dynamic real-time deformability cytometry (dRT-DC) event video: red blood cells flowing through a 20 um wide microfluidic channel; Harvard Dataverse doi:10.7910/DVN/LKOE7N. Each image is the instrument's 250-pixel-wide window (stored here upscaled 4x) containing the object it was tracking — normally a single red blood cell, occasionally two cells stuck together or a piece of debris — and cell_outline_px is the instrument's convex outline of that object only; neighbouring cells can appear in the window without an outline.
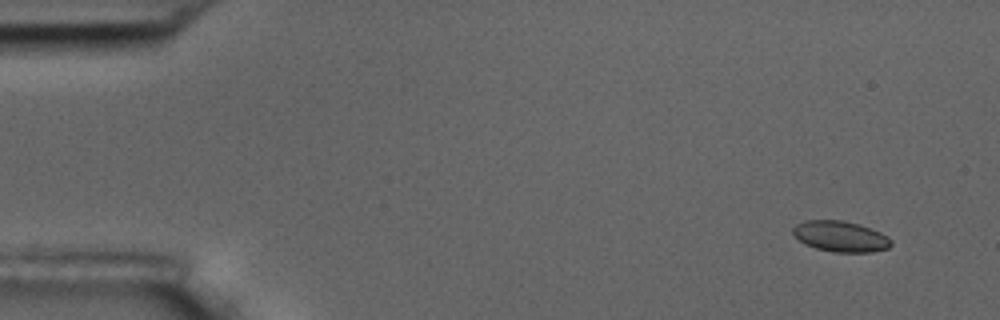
{"species": "common noctule bat (a hibernating species)", "species_latin": "Nyctalus noctula", "temperature_condition": "room temperature", "stored_images_in_passage": 10, "camera_frame_rate_fps": 3000, "um_per_image_px": 0.085, "animal": {"sex": "male", "body_mass_g": 17.5, "forearm_length_mm": 52.3}, "frame": {"image": 1, "passage_image": 1, "time_ms": 0.0, "image_size_px": [1000, 320], "cell_outline_px": [[892, 244], [888, 248], [872, 252], [832, 252], [816, 248], [804, 244], [792, 232], [792, 228], [796, 224], [804, 220], [844, 220], [860, 224], [880, 232], [888, 236], [892, 240]], "centroid_in_image_um": [71.45, 20.09], "position_along_channel_um": 13.5, "area_um2": 17.74}}
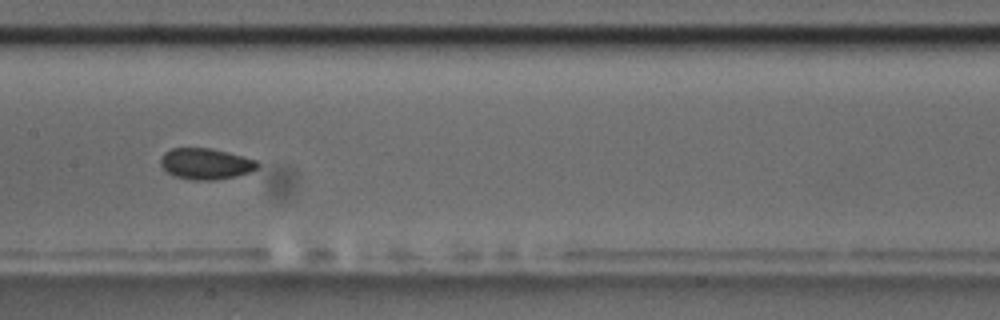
{"frame": {"image": 2, "passage_image": 8, "time_ms": 8.333, "image_size_px": [1000, 320], "cell_outline_px": [[260, 164], [256, 168], [248, 172], [236, 176], [212, 180], [192, 180], [172, 176], [160, 164], [160, 156], [164, 152], [172, 148], [212, 148], [244, 156], [256, 160]], "centroid_in_image_um": [17.46, 13.91], "position_along_channel_um": 189.9, "area_um2": 17.63}}
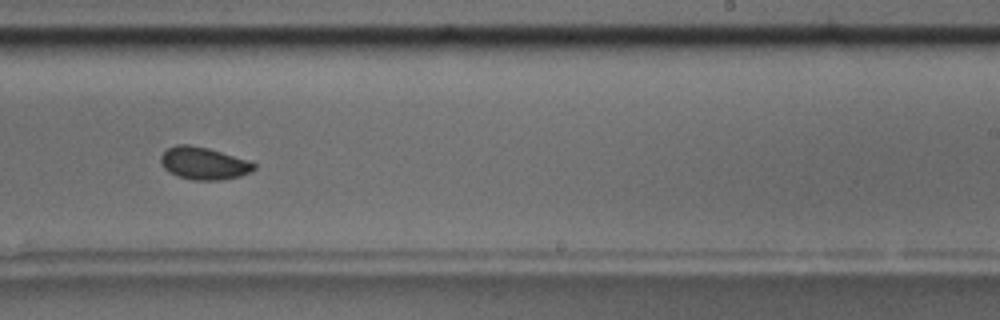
{"frame": {"image": 3, "passage_image": 10, "time_ms": 10.667, "image_size_px": [1000, 320], "cell_outline_px": [[256, 168], [252, 172], [240, 176], [220, 180], [192, 180], [168, 172], [160, 164], [160, 156], [168, 148], [176, 144], [188, 144], [208, 148], [248, 160], [256, 164]], "centroid_in_image_um": [17.31, 13.88], "position_along_channel_um": 271.7, "area_um2": 17.69}}